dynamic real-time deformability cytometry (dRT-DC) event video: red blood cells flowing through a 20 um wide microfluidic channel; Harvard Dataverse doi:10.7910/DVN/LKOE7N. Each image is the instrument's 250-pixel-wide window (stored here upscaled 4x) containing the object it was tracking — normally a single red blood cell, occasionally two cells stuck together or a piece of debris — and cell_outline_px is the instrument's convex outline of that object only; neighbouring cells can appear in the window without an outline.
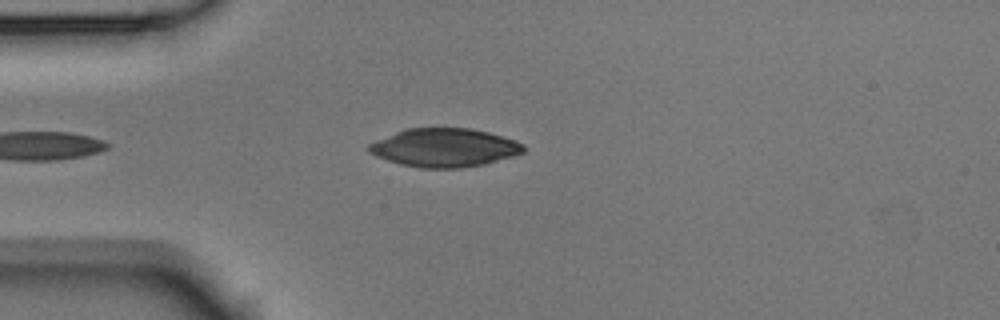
{"species": "Egyptian fruit bat (a non-hibernating species)", "species_latin": "Rousettus aegyptiacus", "temperature_condition": "room temperature", "stored_images_in_passage": 4, "camera_frame_rate_fps": 3000, "um_per_image_px": 0.085, "animal": {"sex": "male"}, "frame": {"image": 1, "passage_image": 4, "time_ms": 1.0, "image_size_px": [1000, 320], "cell_outline_px": [[524, 152], [512, 156], [484, 164], [460, 168], [420, 168], [400, 164], [376, 156], [368, 152], [368, 144], [376, 140], [404, 128], [468, 128], [488, 132], [504, 136], [516, 140], [524, 144]], "centroid_in_image_um": [37.77, 12.54], "position_along_channel_um": 47.2, "area_um2": 34.74}}